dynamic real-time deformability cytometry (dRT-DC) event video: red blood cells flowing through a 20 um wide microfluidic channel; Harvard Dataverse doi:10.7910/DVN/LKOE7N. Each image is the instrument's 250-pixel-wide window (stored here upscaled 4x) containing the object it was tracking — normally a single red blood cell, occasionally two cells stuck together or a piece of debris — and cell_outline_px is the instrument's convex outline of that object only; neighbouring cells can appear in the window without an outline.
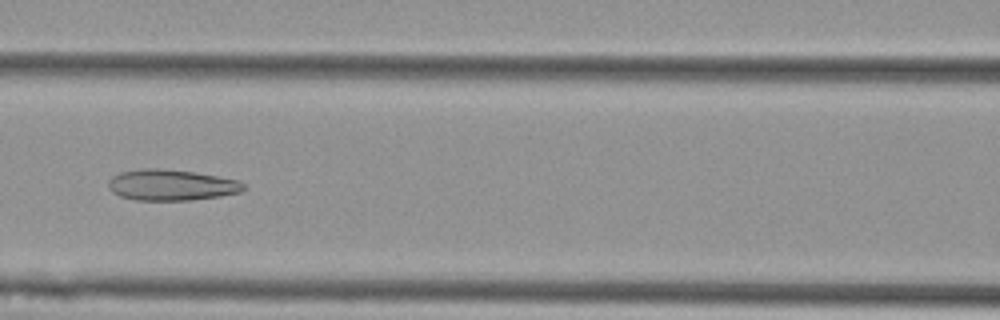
{"species": "Egyptian fruit bat (a non-hibernating species)", "species_latin": "Rousettus aegyptiacus", "temperature_condition": "cold", "stored_images_in_passage": 7, "camera_frame_rate_fps": 3000, "um_per_image_px": 0.085, "animal": {"sex": "female"}, "frame": {"image": 1, "passage_image": 3, "time_ms": 0.667, "image_size_px": [1000, 320], "cell_outline_px": [[244, 188], [240, 192], [220, 196], [188, 200], [136, 200], [120, 196], [112, 192], [108, 188], [108, 180], [112, 176], [120, 172], [144, 168], [160, 168], [192, 172], [216, 176], [236, 180], [244, 184]], "centroid_in_image_um": [14.5, 15.72], "position_along_channel_um": 152.1, "area_um2": 24.22}}
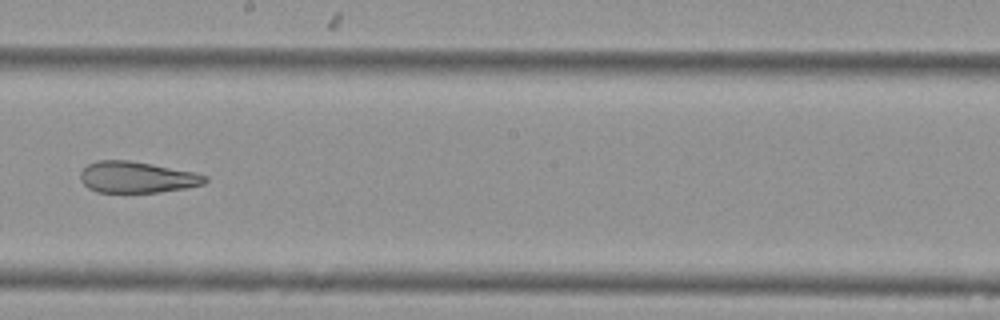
{"frame": {"image": 2, "passage_image": 5, "time_ms": 1.333, "image_size_px": [1000, 320], "cell_outline_px": [[208, 180], [204, 184], [184, 188], [160, 192], [96, 192], [88, 188], [80, 180], [80, 172], [88, 164], [96, 160], [128, 160], [152, 164], [196, 172], [208, 176]], "centroid_in_image_um": [11.64, 15.06], "position_along_channel_um": 236.6, "area_um2": 22.83}}
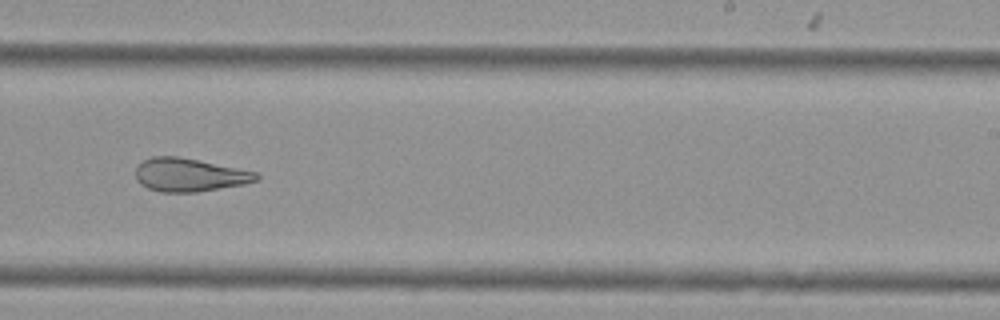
{"frame": {"image": 3, "passage_image": 6, "time_ms": 1.667, "image_size_px": [1000, 320], "cell_outline_px": [[260, 180], [244, 184], [196, 192], [160, 192], [148, 188], [140, 184], [136, 180], [136, 168], [144, 160], [152, 156], [176, 156], [256, 172], [260, 176]], "centroid_in_image_um": [16.08, 14.88], "position_along_channel_um": 272.9, "area_um2": 23.18}}